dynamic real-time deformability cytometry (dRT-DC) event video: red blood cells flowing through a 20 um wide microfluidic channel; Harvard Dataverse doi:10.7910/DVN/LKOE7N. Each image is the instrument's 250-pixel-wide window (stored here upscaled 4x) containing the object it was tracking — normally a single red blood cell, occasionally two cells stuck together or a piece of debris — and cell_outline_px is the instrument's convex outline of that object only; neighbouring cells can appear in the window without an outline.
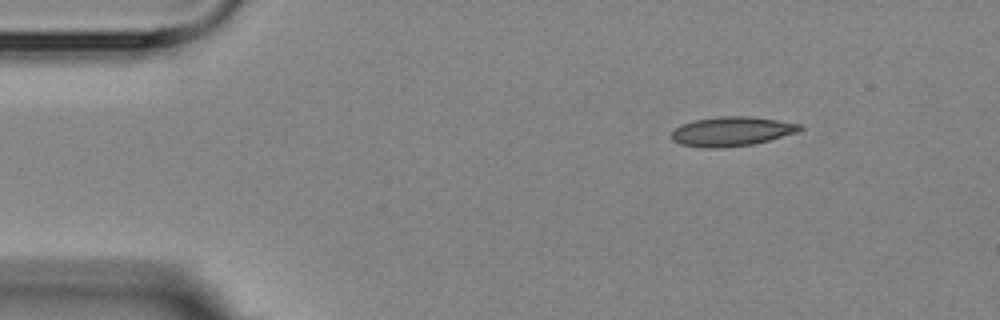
{"species": "Egyptian fruit bat (a non-hibernating species)", "species_latin": "Rousettus aegyptiacus", "temperature_condition": "room temperature", "stored_images_in_passage": 5, "camera_frame_rate_fps": 3000, "um_per_image_px": 0.085, "animal": {"sex": "female"}, "frame": {"image": 1, "passage_image": 1, "time_ms": 0.0, "image_size_px": [1000, 320], "cell_outline_px": [[804, 128], [796, 132], [768, 140], [752, 144], [716, 148], [708, 148], [680, 144], [672, 140], [672, 132], [680, 124], [696, 120], [720, 116], [748, 116], [776, 120], [800, 124]], "centroid_in_image_um": [62.16, 11.16], "position_along_channel_um": 22.8, "area_um2": 21.62}}
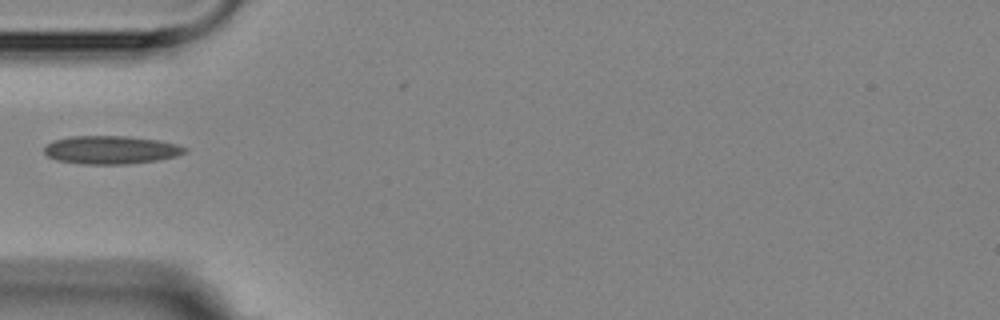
{"frame": {"image": 2, "passage_image": 4, "time_ms": 3.333, "image_size_px": [1000, 320], "cell_outline_px": [[188, 148], [184, 152], [176, 156], [156, 160], [128, 164], [80, 164], [56, 160], [48, 156], [44, 152], [44, 148], [52, 140], [72, 136], [128, 136], [160, 140], [176, 144]], "centroid_in_image_um": [9.41, 12.74], "position_along_channel_um": 75.6, "area_um2": 23.12}}
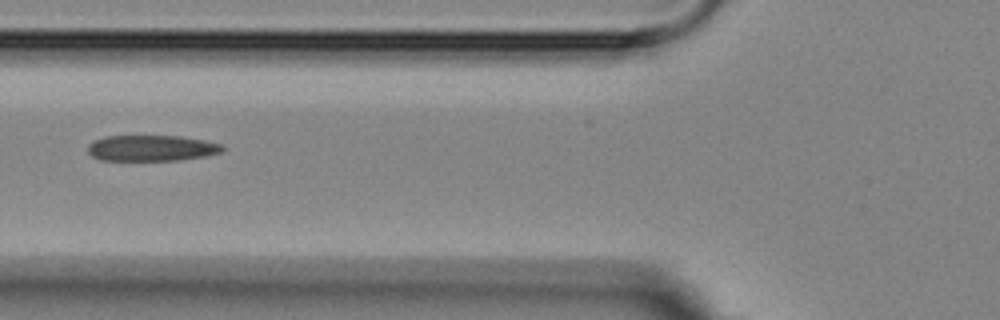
{"frame": {"image": 3, "passage_image": 5, "time_ms": 4.333, "image_size_px": [1000, 320], "cell_outline_px": [[224, 152], [208, 156], [180, 160], [100, 160], [92, 156], [88, 152], [88, 144], [92, 140], [104, 136], [180, 136], [204, 140], [224, 144]], "centroid_in_image_um": [12.91, 12.59], "position_along_channel_um": 112.9, "area_um2": 20.63}}